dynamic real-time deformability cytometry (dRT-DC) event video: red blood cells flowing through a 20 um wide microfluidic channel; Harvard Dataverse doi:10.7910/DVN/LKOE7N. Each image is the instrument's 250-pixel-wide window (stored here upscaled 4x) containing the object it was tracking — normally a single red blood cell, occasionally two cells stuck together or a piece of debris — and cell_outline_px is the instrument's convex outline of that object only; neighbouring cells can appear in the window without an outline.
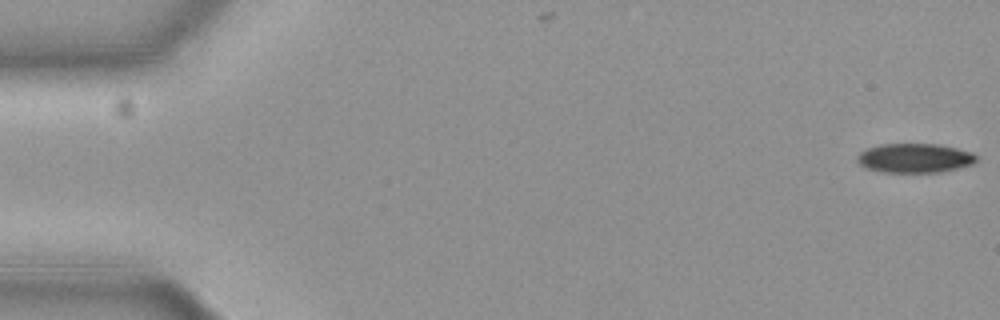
{"species": "common noctule bat (a hibernating species)", "species_latin": "Nyctalus noctula", "temperature_condition": "cold", "stored_images_in_passage": 53, "camera_frame_rate_fps": 3000, "um_per_image_px": 0.085, "animal": {"sex": "female", "body_mass_g": 19.3, "forearm_length_mm": 54.1}, "frame": {"image": 1, "passage_image": 1, "time_ms": 0.0, "image_size_px": [1000, 320], "cell_outline_px": [[976, 160], [972, 164], [940, 172], [880, 172], [864, 168], [856, 160], [856, 156], [860, 152], [868, 148], [880, 144], [940, 144], [972, 152], [976, 156]], "centroid_in_image_um": [77.7, 13.43], "position_along_channel_um": 7.3, "area_um2": 20.35}}
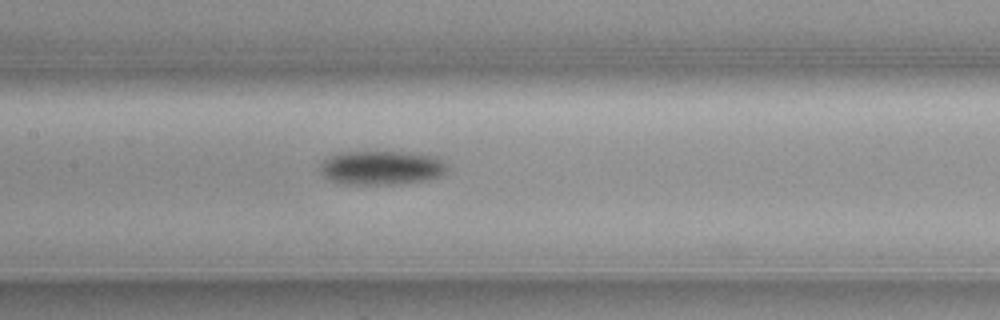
{"frame": {"image": 2, "passage_image": 27, "time_ms": 8.667, "image_size_px": [1000, 320], "cell_outline_px": [[448, 168], [440, 176], [424, 180], [392, 184], [340, 184], [328, 180], [324, 176], [320, 168], [320, 164], [324, 160], [340, 152], [412, 152], [440, 156], [444, 160]], "centroid_in_image_um": [32.45, 14.25], "position_along_channel_um": 174.9, "area_um2": 25.37}}
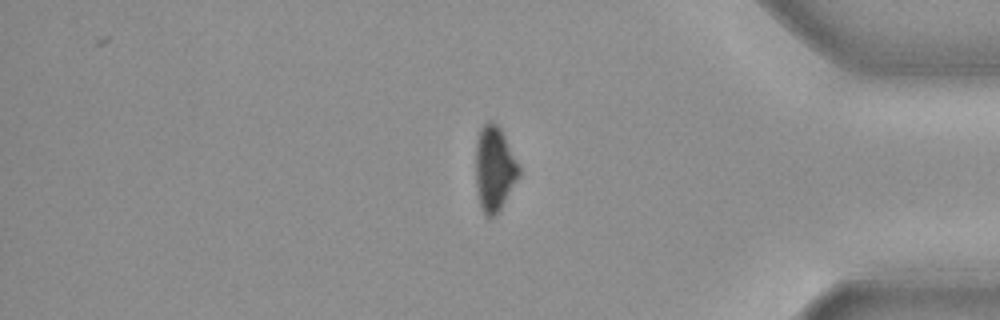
{"frame": {"image": 3, "passage_image": 47, "time_ms": 15.333, "image_size_px": [1000, 320], "cell_outline_px": [[520, 176], [496, 216], [484, 216], [480, 208], [476, 184], [476, 140], [480, 128], [488, 120], [492, 120], [500, 128], [520, 168]], "centroid_in_image_um": [42.01, 14.35], "position_along_channel_um": 393.2, "area_um2": 21.44}, "authors_computed_cell_mechanics": {"area_um2": 23.0622, "velocity_mm_per_s": 3.7036, "shape_relaxation_time_tau1_ms": 2.784, "shape_relaxation_time_tau2_ms": null, "deformation_change_tau1": 0.0772, "deformation_change_tau2": null}}